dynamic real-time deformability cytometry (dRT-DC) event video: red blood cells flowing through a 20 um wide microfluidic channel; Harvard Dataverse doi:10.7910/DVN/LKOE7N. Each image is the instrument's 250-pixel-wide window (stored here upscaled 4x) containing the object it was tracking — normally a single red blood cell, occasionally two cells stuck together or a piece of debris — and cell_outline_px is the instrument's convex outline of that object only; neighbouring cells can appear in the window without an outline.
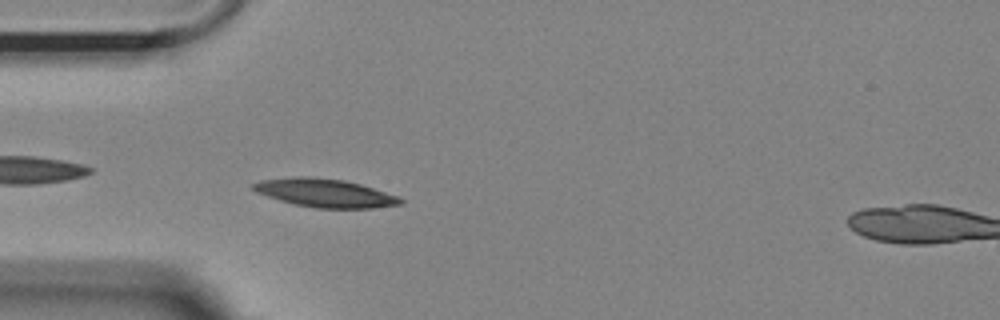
{"species": "Egyptian fruit bat (a non-hibernating species)", "species_latin": "Rousettus aegyptiacus", "temperature_condition": "room temperature", "stored_images_in_passage": 29, "camera_frame_rate_fps": 3000, "um_per_image_px": 0.085, "animal": {"sex": "female"}, "frame": {"image": 1, "passage_image": 2, "time_ms": 0.333, "image_size_px": [1000, 320], "cell_outline_px": [[404, 200], [400, 204], [372, 208], [316, 208], [292, 204], [256, 192], [252, 188], [252, 184], [260, 180], [300, 176], [308, 176], [344, 180], [360, 184], [396, 196]], "centroid_in_image_um": [27.58, 16.4], "position_along_channel_um": 57.4, "area_um2": 24.04}}
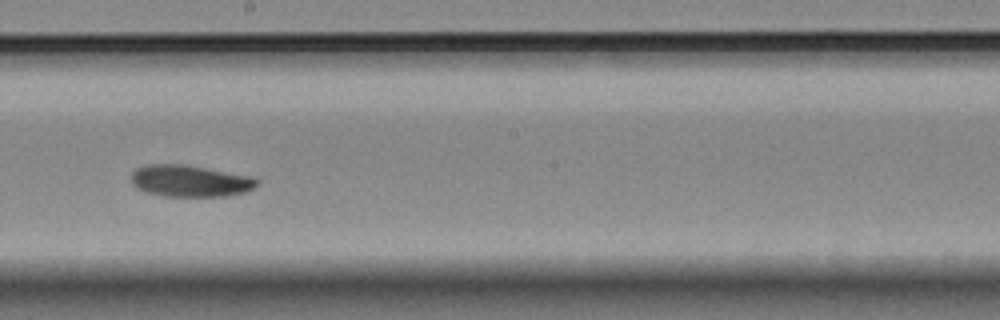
{"frame": {"image": 2, "passage_image": 17, "time_ms": 5.333, "image_size_px": [1000, 320], "cell_outline_px": [[260, 184], [244, 192], [228, 196], [164, 196], [144, 192], [136, 188], [132, 184], [132, 172], [136, 168], [148, 164], [184, 164], [252, 176], [260, 180]], "centroid_in_image_um": [16.16, 15.38], "position_along_channel_um": 232.0, "area_um2": 23.41}}
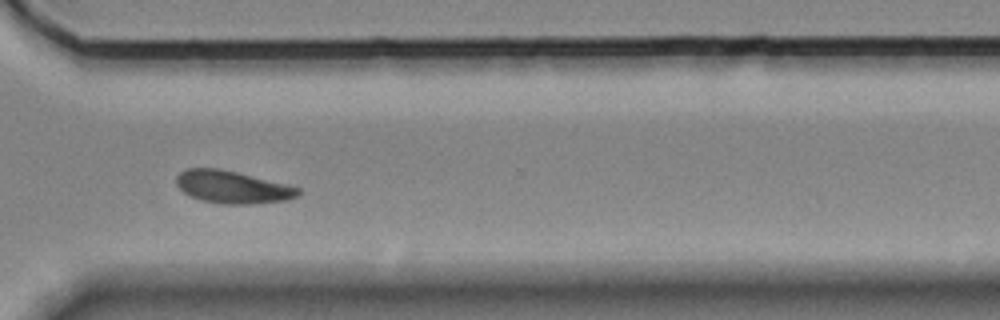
{"frame": {"image": 3, "passage_image": 27, "time_ms": 8.667, "image_size_px": [1000, 320], "cell_outline_px": [[300, 196], [288, 200], [256, 204], [220, 204], [200, 200], [184, 192], [176, 184], [176, 176], [180, 172], [188, 168], [220, 168], [288, 184], [300, 188]], "centroid_in_image_um": [19.8, 15.91], "position_along_channel_um": 350.8, "area_um2": 23.35}, "authors_computed_cell_mechanics": {"area_um2": 23.0622, "velocity_mm_per_s": 3.5562, "shape_relaxation_time_tau1_ms": 4.9829, "shape_relaxation_time_tau2_ms": null, "deformation_change_tau1": 0.1229, "deformation_change_tau2": null}}